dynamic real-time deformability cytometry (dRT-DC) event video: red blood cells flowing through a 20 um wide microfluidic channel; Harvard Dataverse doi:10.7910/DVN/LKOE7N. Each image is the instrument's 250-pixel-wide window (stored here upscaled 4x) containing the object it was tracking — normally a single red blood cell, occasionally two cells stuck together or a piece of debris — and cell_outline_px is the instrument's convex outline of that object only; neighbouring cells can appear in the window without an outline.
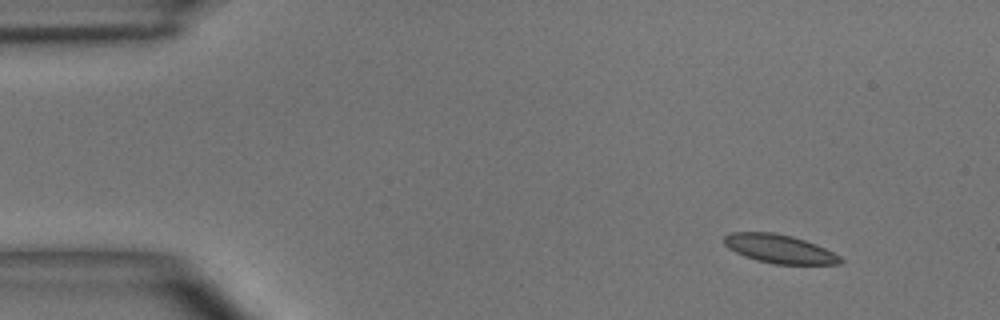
{"species": "common noctule bat (a hibernating species)", "species_latin": "Nyctalus noctula", "temperature_condition": "room temperature", "stored_images_in_passage": 4, "camera_frame_rate_fps": 3000, "um_per_image_px": 0.085, "animal": {"sex": "male", "body_mass_g": 15.6}, "frame": {"image": 1, "passage_image": 1, "time_ms": 0.0, "image_size_px": [1000, 320], "cell_outline_px": [[844, 260], [840, 264], [772, 264], [756, 260], [744, 256], [728, 248], [724, 244], [724, 236], [732, 232], [772, 232], [792, 236], [816, 244], [840, 256]], "centroid_in_image_um": [66.24, 21.15], "position_along_channel_um": 18.8, "area_um2": 19.36}}
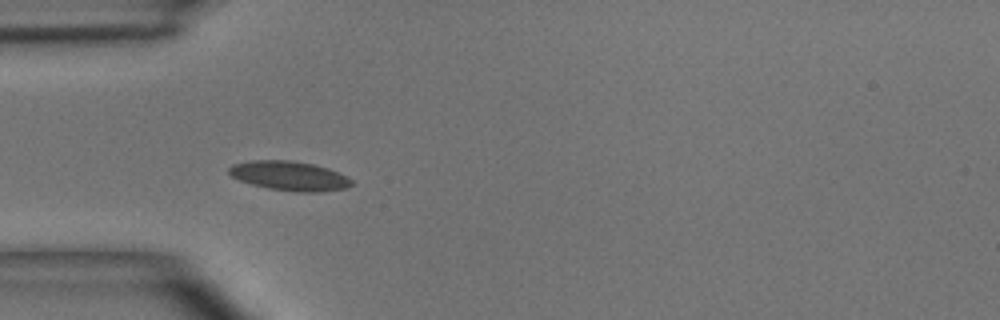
{"frame": {"image": 2, "passage_image": 3, "time_ms": 3.333, "image_size_px": [1000, 320], "cell_outline_px": [[352, 184], [348, 188], [320, 192], [296, 192], [268, 188], [252, 184], [240, 180], [232, 176], [228, 172], [228, 168], [232, 164], [252, 160], [292, 160], [312, 164], [328, 168], [348, 176], [352, 180]], "centroid_in_image_um": [24.62, 14.95], "position_along_channel_um": 60.4, "area_um2": 21.1}}
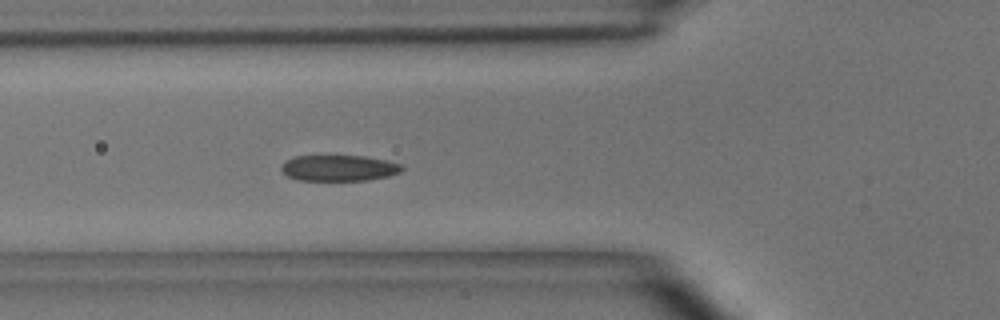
{"frame": {"image": 3, "passage_image": 4, "time_ms": 4.333, "image_size_px": [1000, 320], "cell_outline_px": [[404, 168], [400, 172], [388, 176], [368, 180], [296, 180], [288, 176], [280, 168], [284, 160], [296, 156], [364, 156], [384, 160], [400, 164]], "centroid_in_image_um": [28.78, 14.28], "position_along_channel_um": 97.0, "area_um2": 18.15}}